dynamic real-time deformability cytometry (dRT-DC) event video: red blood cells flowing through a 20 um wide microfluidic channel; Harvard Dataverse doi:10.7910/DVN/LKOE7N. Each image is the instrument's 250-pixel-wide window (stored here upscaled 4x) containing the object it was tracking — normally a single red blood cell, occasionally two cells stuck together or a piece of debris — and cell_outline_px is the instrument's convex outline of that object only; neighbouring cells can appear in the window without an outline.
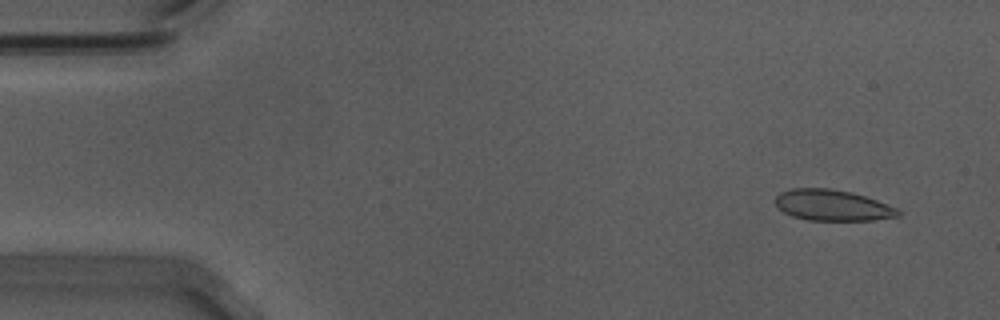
{"species": "Egyptian fruit bat (a non-hibernating species)", "species_latin": "Rousettus aegyptiacus", "temperature_condition": "warm", "stored_images_in_passage": 55, "camera_frame_rate_fps": 3000, "um_per_image_px": 0.085, "animal": {"sex": "male"}, "frame": {"image": 1, "passage_image": 4, "time_ms": 1.0, "image_size_px": [1000, 320], "cell_outline_px": [[900, 216], [872, 220], [808, 220], [792, 216], [784, 212], [776, 204], [776, 196], [780, 192], [792, 188], [828, 188], [852, 192], [876, 200], [896, 208], [900, 212]], "centroid_in_image_um": [70.74, 17.44], "position_along_channel_um": 14.3, "area_um2": 21.96}}
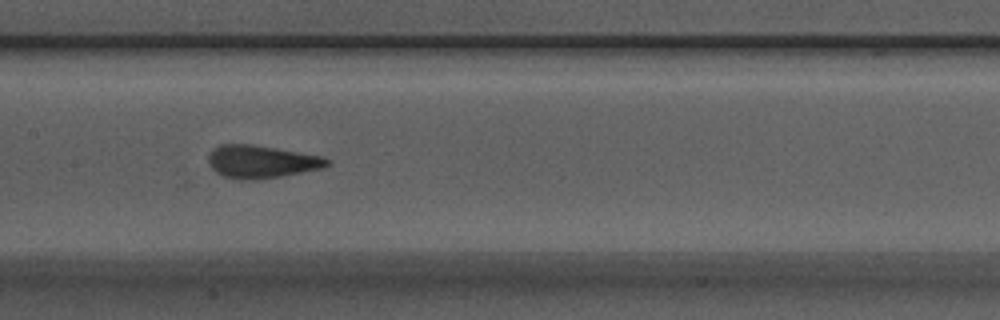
{"frame": {"image": 2, "passage_image": 27, "time_ms": 8.667, "image_size_px": [1000, 320], "cell_outline_px": [[332, 164], [320, 168], [280, 176], [256, 180], [240, 180], [224, 176], [216, 172], [208, 164], [208, 156], [220, 144], [252, 144], [324, 156], [332, 160]], "centroid_in_image_um": [22.24, 13.74], "position_along_channel_um": 185.2, "area_um2": 22.66}}
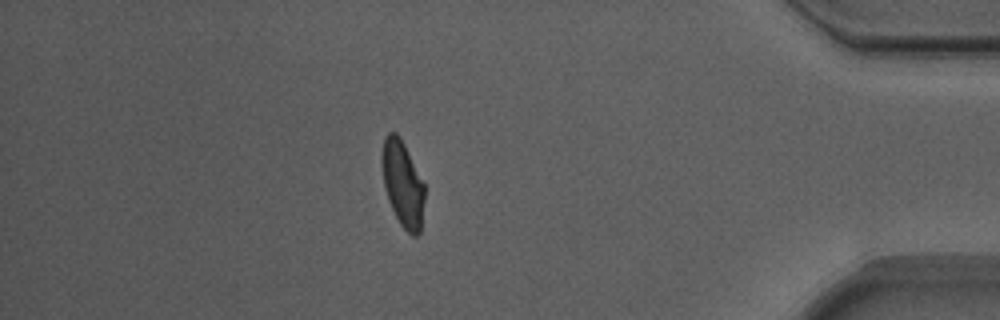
{"frame": {"image": 3, "passage_image": 48, "time_ms": 15.667, "image_size_px": [1000, 320], "cell_outline_px": [[424, 200], [420, 232], [416, 236], [412, 236], [400, 224], [388, 200], [384, 184], [380, 160], [384, 136], [388, 132], [396, 132], [400, 136], [424, 184]], "centroid_in_image_um": [34.2, 15.59], "position_along_channel_um": 401.0, "area_um2": 21.27}, "authors_computed_cell_mechanics": {"area_um2": 22.253, "velocity_mm_per_s": 3.7077, "shape_relaxation_time_tau1_ms": 5.708, "shape_relaxation_time_tau2_ms": 0.9671, "deformation_change_tau1": 0.1766, "deformation_change_tau2": 0.0756}}